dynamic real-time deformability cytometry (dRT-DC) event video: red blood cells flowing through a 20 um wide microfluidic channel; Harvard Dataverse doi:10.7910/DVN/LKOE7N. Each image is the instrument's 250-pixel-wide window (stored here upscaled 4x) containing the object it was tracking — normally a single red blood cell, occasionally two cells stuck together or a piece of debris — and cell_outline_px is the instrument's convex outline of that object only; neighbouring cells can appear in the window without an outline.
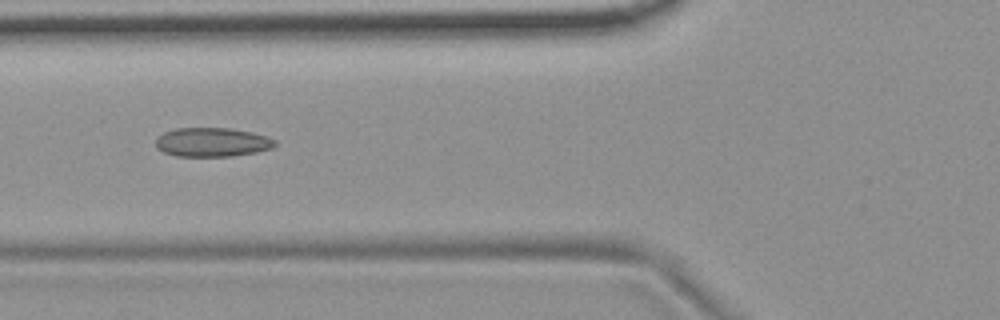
{"species": "common noctule bat (a hibernating species)", "species_latin": "Nyctalus noctula", "temperature_condition": "room temperature", "stored_images_in_passage": 9, "camera_frame_rate_fps": 3000, "um_per_image_px": 0.085, "animal": {"sex": "female", "body_mass_g": 19.9}, "frame": {"image": 1, "passage_image": 7, "time_ms": 2.0, "image_size_px": [1000, 320], "cell_outline_px": [[276, 144], [272, 148], [256, 152], [232, 156], [176, 156], [164, 152], [156, 148], [156, 140], [164, 132], [176, 128], [228, 128], [252, 132], [268, 136], [276, 140]], "centroid_in_image_um": [18.05, 12.08], "position_along_channel_um": 107.7, "area_um2": 20.17}}
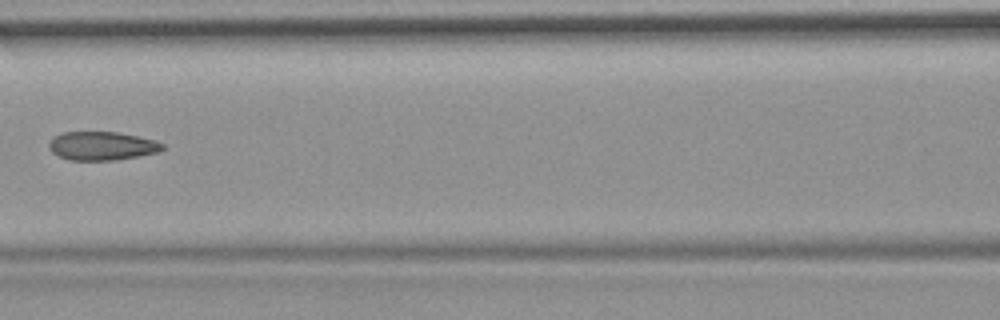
{"frame": {"image": 2, "passage_image": 8, "time_ms": 2.333, "image_size_px": [1000, 320], "cell_outline_px": [[164, 148], [160, 152], [116, 160], [68, 160], [52, 152], [48, 148], [48, 144], [52, 136], [64, 132], [120, 132], [156, 140], [164, 144]], "centroid_in_image_um": [8.67, 12.39], "position_along_channel_um": 157.9, "area_um2": 19.13}}